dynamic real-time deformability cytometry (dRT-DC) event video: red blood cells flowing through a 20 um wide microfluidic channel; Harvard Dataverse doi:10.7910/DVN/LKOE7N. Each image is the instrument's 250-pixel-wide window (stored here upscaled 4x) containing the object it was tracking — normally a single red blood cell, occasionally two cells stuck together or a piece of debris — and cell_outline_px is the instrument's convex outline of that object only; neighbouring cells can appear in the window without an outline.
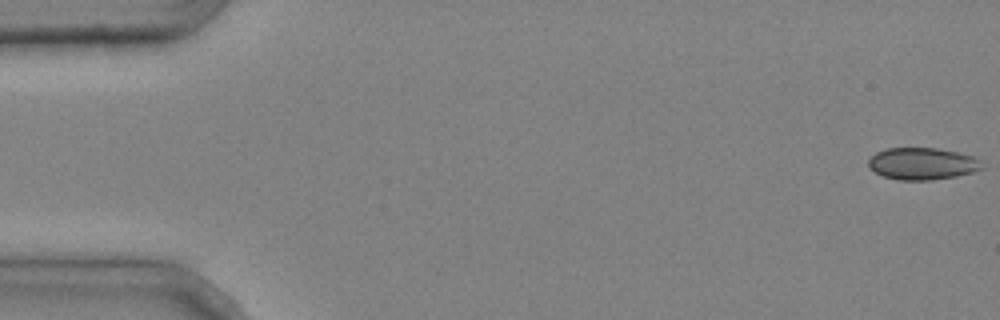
{"species": "common noctule bat (a hibernating species)", "species_latin": "Nyctalus noctula", "temperature_condition": "cold", "stored_images_in_passage": 5, "camera_frame_rate_fps": 3000, "um_per_image_px": 0.085, "animal": {"sex": "male", "body_mass_g": 20.4}, "frame": {"image": 1, "passage_image": 1, "time_ms": 0.0, "image_size_px": [1000, 320], "cell_outline_px": [[984, 168], [972, 172], [956, 176], [932, 180], [900, 180], [884, 176], [876, 172], [868, 164], [868, 160], [876, 152], [884, 148], [936, 148], [976, 156], [980, 160]], "centroid_in_image_um": [78.43, 13.9], "position_along_channel_um": 6.6, "area_um2": 21.15}}
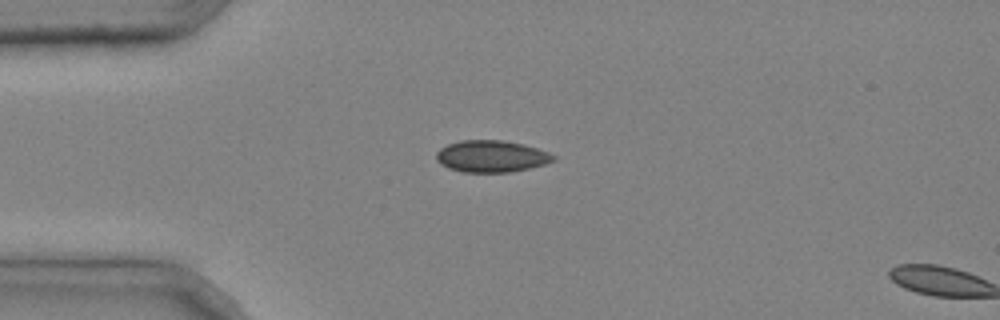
{"frame": {"image": 2, "passage_image": 4, "time_ms": 1.0, "image_size_px": [1000, 320], "cell_outline_px": [[556, 160], [544, 164], [528, 168], [508, 172], [464, 172], [448, 168], [440, 164], [436, 160], [436, 152], [440, 148], [448, 144], [460, 140], [504, 140], [524, 144], [548, 152], [556, 156]], "centroid_in_image_um": [41.75, 13.28], "position_along_channel_um": 43.3, "area_um2": 21.73}}